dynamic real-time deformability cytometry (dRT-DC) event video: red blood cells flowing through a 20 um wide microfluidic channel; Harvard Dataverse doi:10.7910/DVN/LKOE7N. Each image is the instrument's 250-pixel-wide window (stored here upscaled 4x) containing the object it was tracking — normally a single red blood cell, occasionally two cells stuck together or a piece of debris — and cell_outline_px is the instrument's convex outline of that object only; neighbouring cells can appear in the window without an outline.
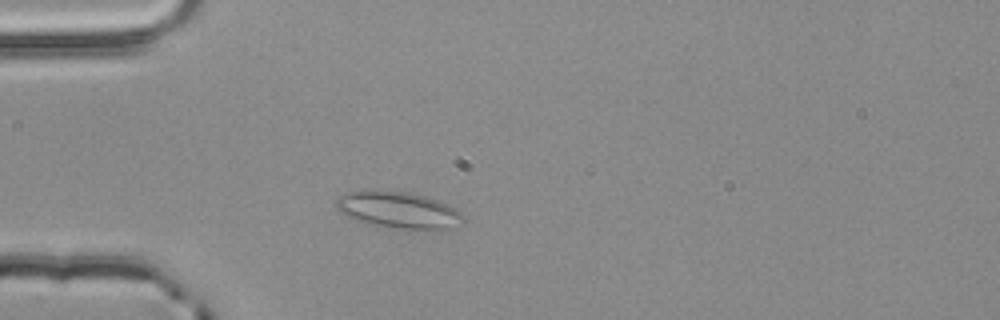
{"species": "common noctule bat (a hibernating species)", "species_latin": "Nyctalus noctula", "temperature_condition": "room temperature", "stored_images_in_passage": 45, "camera_frame_rate_fps": 3000, "um_per_image_px": 0.085, "animal": {"sex": "male", "body_mass_g": 20.4}, "frame": {"image": 1, "passage_image": 6, "time_ms": 1.667, "image_size_px": [1000, 320], "cell_outline_px": [[464, 224], [448, 228], [400, 228], [368, 224], [348, 216], [340, 212], [336, 208], [336, 200], [340, 196], [348, 192], [404, 192], [424, 196], [440, 200], [456, 208], [464, 216]], "centroid_in_image_um": [33.92, 17.86], "position_along_channel_um": 51.1, "area_um2": 26.3}}
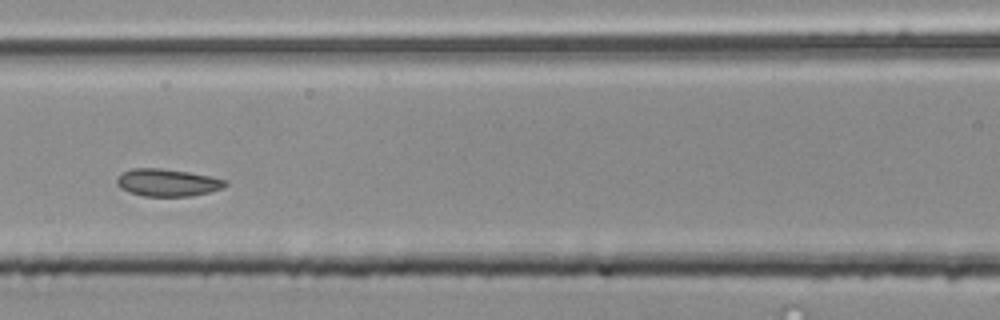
{"frame": {"image": 2, "passage_image": 15, "time_ms": 4.667, "image_size_px": [1000, 320], "cell_outline_px": [[228, 184], [224, 188], [192, 196], [144, 196], [128, 192], [120, 188], [116, 184], [116, 180], [124, 172], [132, 168], [160, 168], [188, 172], [228, 180]], "centroid_in_image_um": [14.24, 15.52], "position_along_channel_um": 152.4, "area_um2": 17.28}}
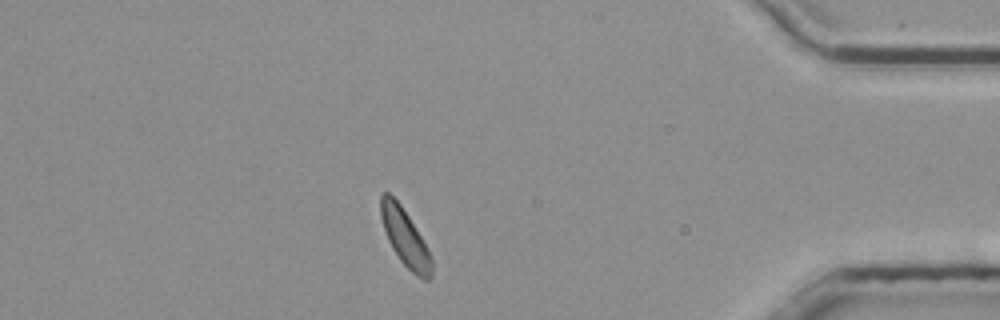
{"frame": {"image": 3, "passage_image": 38, "time_ms": 12.333, "image_size_px": [1000, 320], "cell_outline_px": [[432, 276], [428, 280], [424, 280], [416, 276], [400, 260], [392, 248], [388, 240], [380, 216], [380, 196], [384, 192], [388, 192], [400, 204], [408, 216], [428, 248], [432, 260]], "centroid_in_image_um": [34.43, 20.21], "position_along_channel_um": 400.8, "area_um2": 16.76}}